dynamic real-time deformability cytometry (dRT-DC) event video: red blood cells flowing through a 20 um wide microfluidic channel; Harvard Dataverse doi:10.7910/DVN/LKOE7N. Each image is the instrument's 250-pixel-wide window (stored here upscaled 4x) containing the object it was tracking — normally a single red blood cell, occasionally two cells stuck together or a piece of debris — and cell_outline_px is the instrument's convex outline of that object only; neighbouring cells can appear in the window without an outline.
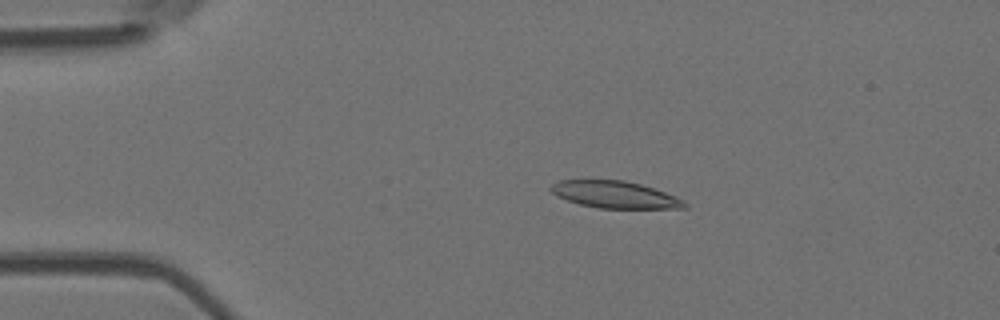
{"species": "Egyptian fruit bat (a non-hibernating species)", "species_latin": "Rousettus aegyptiacus", "temperature_condition": "room temperature", "stored_images_in_passage": 54, "camera_frame_rate_fps": 3000, "um_per_image_px": 0.085, "animal": {"sex": "female"}, "frame": {"image": 1, "passage_image": 11, "time_ms": 3.333, "image_size_px": [1000, 320], "cell_outline_px": [[688, 208], [600, 208], [580, 204], [556, 196], [548, 188], [552, 184], [560, 180], [624, 180], [640, 184], [676, 196], [684, 200]], "centroid_in_image_um": [52.26, 16.54], "position_along_channel_um": 32.7, "area_um2": 20.87}}
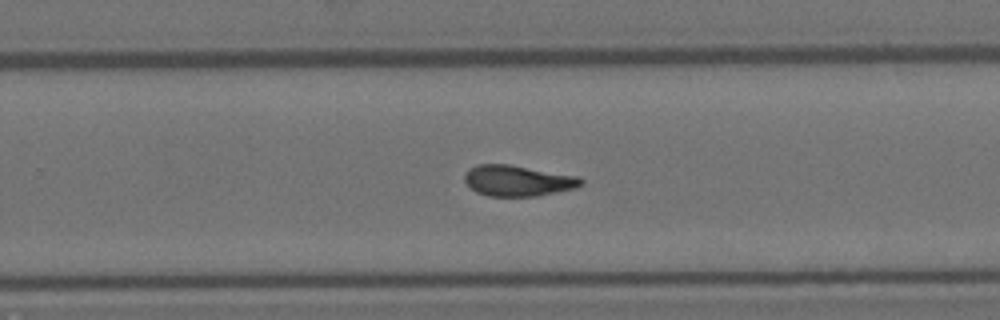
{"frame": {"image": 2, "passage_image": 35, "time_ms": 11.333, "image_size_px": [1000, 320], "cell_outline_px": [[584, 184], [576, 188], [536, 196], [488, 196], [476, 192], [464, 180], [464, 176], [476, 164], [508, 164], [580, 176], [584, 180]], "centroid_in_image_um": [44.07, 15.36], "position_along_channel_um": 285.7, "area_um2": 20.92}}
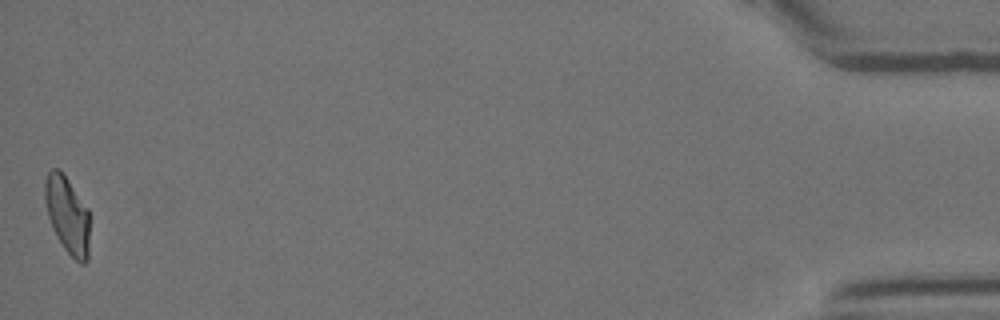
{"frame": {"image": 3, "passage_image": 54, "time_ms": 17.667, "image_size_px": [1000, 320], "cell_outline_px": [[88, 260], [84, 264], [80, 264], [64, 248], [48, 216], [44, 200], [44, 180], [48, 172], [52, 168], [60, 168], [88, 208]], "centroid_in_image_um": [5.72, 18.21], "position_along_channel_um": 429.5, "area_um2": 19.88}, "authors_computed_cell_mechanics": {"area_um2": 21.0392, "velocity_mm_per_s": 3.7609, "shape_relaxation_time_tau1_ms": 8.477, "shape_relaxation_time_tau2_ms": 3.2581, "deformation_change_tau1": 0.2502, "deformation_change_tau2": 0.1211}}